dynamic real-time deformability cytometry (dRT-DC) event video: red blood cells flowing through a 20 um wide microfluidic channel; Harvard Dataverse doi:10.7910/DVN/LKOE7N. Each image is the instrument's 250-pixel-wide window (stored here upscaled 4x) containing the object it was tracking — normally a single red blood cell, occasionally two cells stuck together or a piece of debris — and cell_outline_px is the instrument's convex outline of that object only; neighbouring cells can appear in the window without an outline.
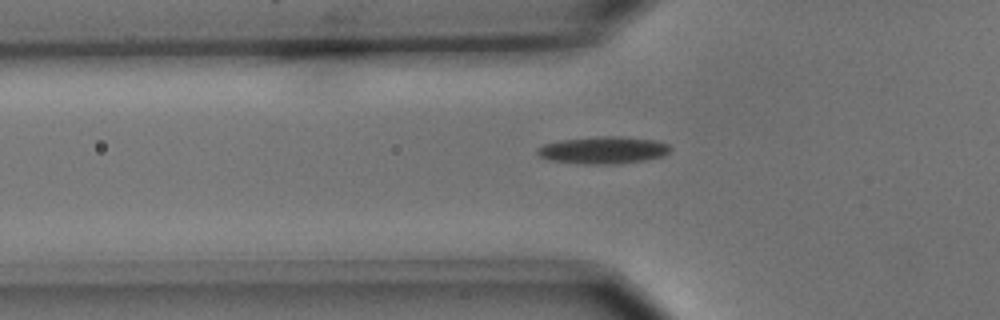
{"species": "common noctule bat (a hibernating species)", "species_latin": "Nyctalus noctula", "temperature_condition": "cold", "stored_images_in_passage": 43, "camera_frame_rate_fps": 3000, "um_per_image_px": 0.085, "animal": {"sex": "male", "body_mass_g": 15.6}, "frame": {"image": 1, "passage_image": 10, "time_ms": 3.0, "image_size_px": [1000, 320], "cell_outline_px": [[672, 148], [664, 156], [644, 160], [620, 164], [580, 164], [548, 160], [540, 156], [536, 152], [536, 148], [544, 144], [560, 140], [596, 136], [616, 136], [652, 140], [668, 144]], "centroid_in_image_um": [51.24, 12.77], "position_along_channel_um": 74.6, "area_um2": 21.21}}
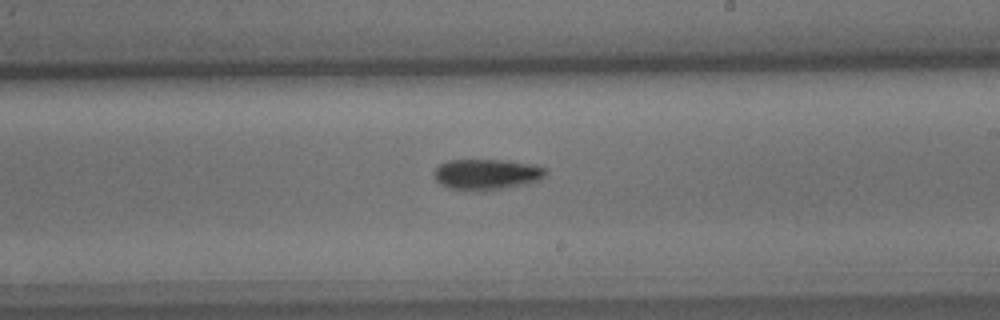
{"frame": {"image": 2, "passage_image": 24, "time_ms": 7.667, "image_size_px": [1000, 320], "cell_outline_px": [[548, 172], [540, 180], [528, 184], [484, 192], [448, 188], [440, 184], [432, 176], [432, 172], [440, 164], [448, 160], [504, 160], [536, 164], [548, 168]], "centroid_in_image_um": [41.39, 14.83], "position_along_channel_um": 247.6, "area_um2": 20.63}}
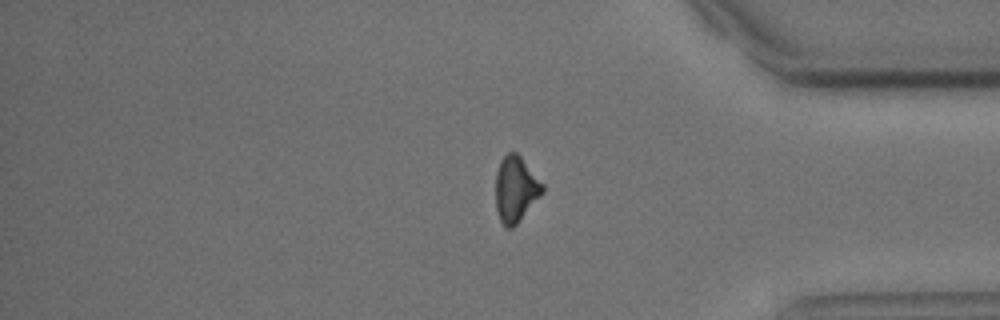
{"frame": {"image": 3, "passage_image": 37, "time_ms": 12.0, "image_size_px": [1000, 320], "cell_outline_px": [[544, 192], [520, 220], [512, 228], [504, 228], [500, 220], [496, 208], [496, 172], [500, 160], [508, 152], [516, 152], [520, 156], [544, 184]], "centroid_in_image_um": [43.83, 16.08], "position_along_channel_um": 391.4, "area_um2": 17.98}, "authors_computed_cell_mechanics": {"area_um2": 18.785, "velocity_mm_per_s": 3.6946, "shape_relaxation_time_tau1_ms": 2.2917, "shape_relaxation_time_tau2_ms": null, "deformation_change_tau1": 0.1072, "deformation_change_tau2": null}}